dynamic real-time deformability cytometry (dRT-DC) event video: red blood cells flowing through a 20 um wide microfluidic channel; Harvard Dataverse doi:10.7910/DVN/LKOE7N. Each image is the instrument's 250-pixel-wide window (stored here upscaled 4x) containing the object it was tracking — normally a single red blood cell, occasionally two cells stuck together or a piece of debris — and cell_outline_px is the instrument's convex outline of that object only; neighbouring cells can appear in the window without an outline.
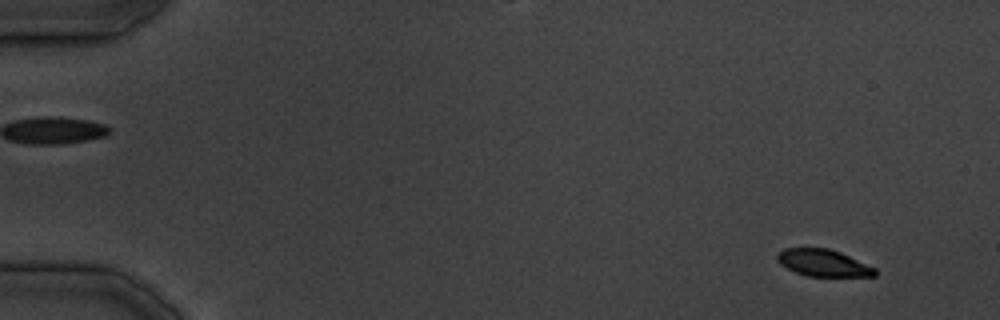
{"species": "common noctule bat (a hibernating species)", "species_latin": "Nyctalus noctula", "temperature_condition": "cold", "stored_images_in_passage": 36, "camera_frame_rate_fps": 3000, "um_per_image_px": 0.085, "animal": {"sex": "male", "body_mass_g": 19.5, "forearm_length_mm": 54.6}, "frame": {"image": 1, "passage_image": 2, "time_ms": 1.0, "image_size_px": [1000, 320], "cell_outline_px": [[876, 276], [808, 276], [796, 272], [780, 264], [776, 260], [776, 256], [784, 248], [828, 248], [840, 252], [876, 268]], "centroid_in_image_um": [69.97, 22.34], "position_along_channel_um": 15.0, "area_um2": 15.2}}
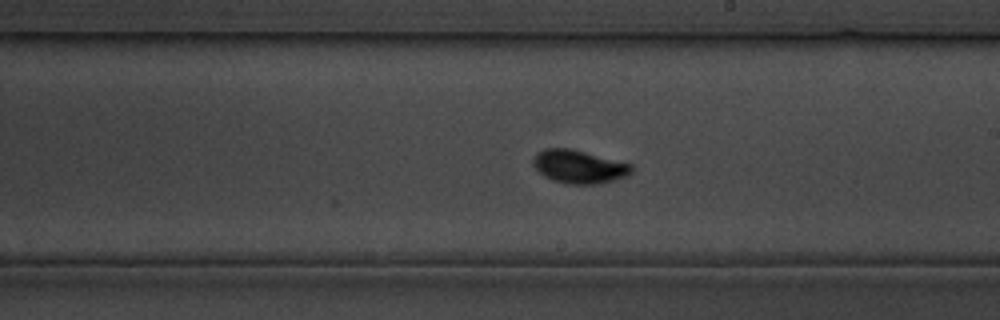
{"frame": {"image": 2, "passage_image": 21, "time_ms": 25.0, "image_size_px": [1000, 320], "cell_outline_px": [[632, 172], [628, 176], [596, 184], [568, 184], [552, 180], [544, 176], [532, 164], [532, 160], [536, 152], [544, 148], [572, 148], [632, 164]], "centroid_in_image_um": [49.19, 14.15], "position_along_channel_um": 239.8, "area_um2": 19.19}}
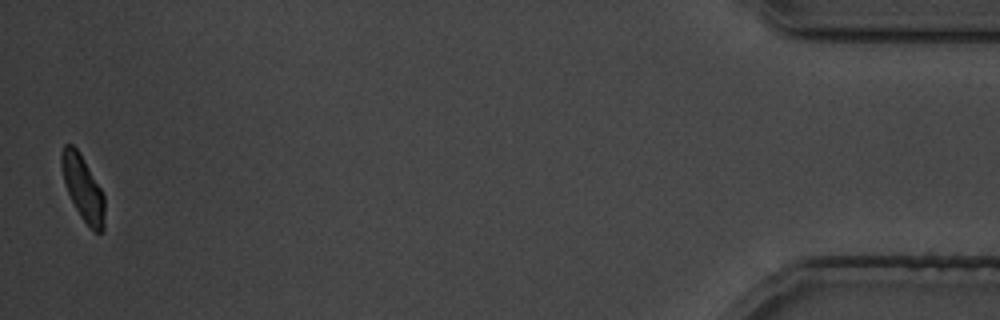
{"frame": {"image": 3, "passage_image": 36, "time_ms": 43.333, "image_size_px": [1000, 320], "cell_outline_px": [[104, 228], [100, 232], [96, 232], [80, 216], [68, 192], [64, 180], [60, 164], [60, 152], [64, 144], [72, 144], [80, 152], [100, 188], [104, 196]], "centroid_in_image_um": [7.03, 15.93], "position_along_channel_um": 428.2, "area_um2": 16.01}}